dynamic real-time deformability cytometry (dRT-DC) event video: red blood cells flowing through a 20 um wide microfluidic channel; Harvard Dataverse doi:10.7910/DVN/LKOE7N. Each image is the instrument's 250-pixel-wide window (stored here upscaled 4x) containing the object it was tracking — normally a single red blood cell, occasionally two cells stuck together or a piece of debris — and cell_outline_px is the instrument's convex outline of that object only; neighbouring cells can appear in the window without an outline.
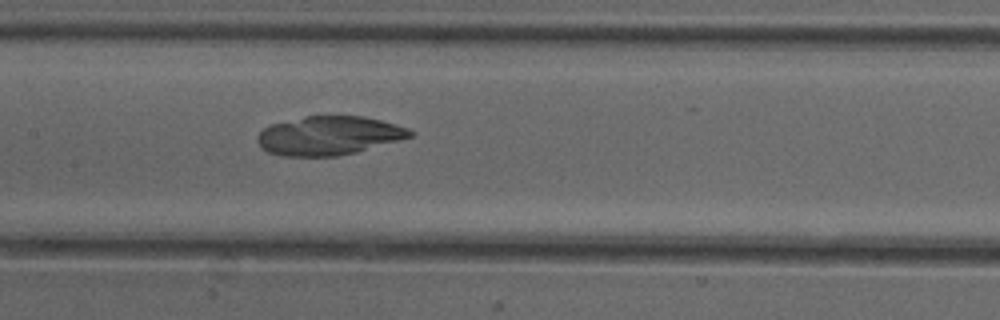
{"species": "common noctule bat (a hibernating species)", "species_latin": "Nyctalus noctula", "temperature_condition": "cold", "stored_images_in_passage": 51, "camera_frame_rate_fps": 3000, "um_per_image_px": 0.085, "animal": {"sex": "female"}, "frame": {"image": 1, "passage_image": 25, "time_ms": 8.0, "image_size_px": [1000, 320], "cell_outline_px": [[416, 132], [412, 136], [356, 152], [336, 156], [280, 156], [268, 152], [260, 148], [256, 140], [256, 136], [264, 128], [272, 124], [304, 116], [364, 116], [396, 124], [408, 128]], "centroid_in_image_um": [27.92, 11.53], "position_along_channel_um": 179.5, "area_um2": 34.56}}
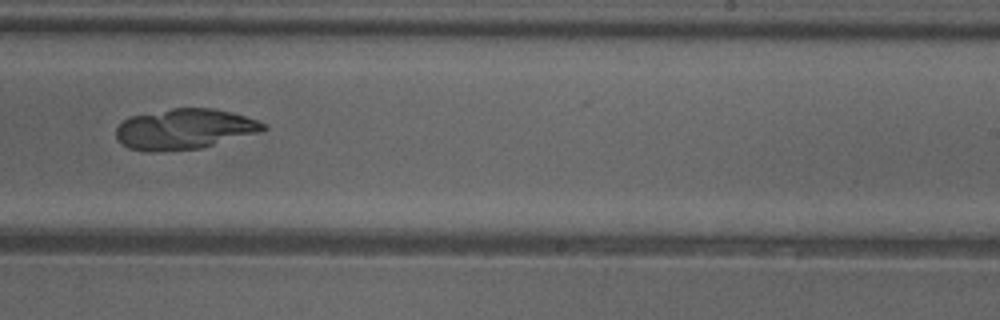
{"frame": {"image": 2, "passage_image": 32, "time_ms": 10.333, "image_size_px": [1000, 320], "cell_outline_px": [[268, 128], [256, 132], [204, 148], [152, 152], [148, 152], [128, 148], [116, 136], [116, 128], [124, 120], [132, 116], [172, 108], [212, 108], [232, 112], [268, 124]], "centroid_in_image_um": [15.68, 10.97], "position_along_channel_um": 273.3, "area_um2": 34.45}}
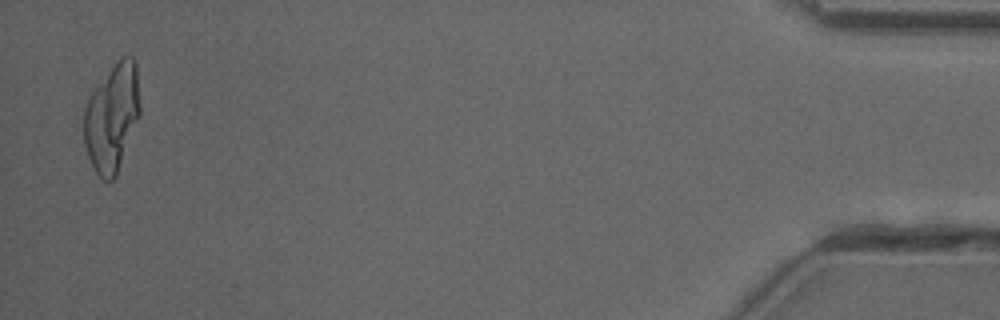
{"frame": {"image": 3, "passage_image": 50, "time_ms": 16.333, "image_size_px": [1000, 320], "cell_outline_px": [[140, 116], [116, 176], [112, 180], [104, 180], [92, 168], [84, 144], [84, 108], [92, 92], [108, 72], [124, 56], [132, 56], [136, 64], [140, 104]], "centroid_in_image_um": [9.53, 10.03], "position_along_channel_um": 425.7, "area_um2": 34.91}}